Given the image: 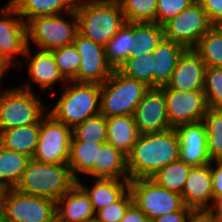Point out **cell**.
<instances>
[{"label":"cell","mask_w":222,"mask_h":222,"mask_svg":"<svg viewBox=\"0 0 222 222\" xmlns=\"http://www.w3.org/2000/svg\"><path fill=\"white\" fill-rule=\"evenodd\" d=\"M179 153L175 128L140 134L127 156L129 180L151 178L158 170L178 160Z\"/></svg>","instance_id":"1"},{"label":"cell","mask_w":222,"mask_h":222,"mask_svg":"<svg viewBox=\"0 0 222 222\" xmlns=\"http://www.w3.org/2000/svg\"><path fill=\"white\" fill-rule=\"evenodd\" d=\"M75 13L78 33L104 47L126 22L118 0H78Z\"/></svg>","instance_id":"2"},{"label":"cell","mask_w":222,"mask_h":222,"mask_svg":"<svg viewBox=\"0 0 222 222\" xmlns=\"http://www.w3.org/2000/svg\"><path fill=\"white\" fill-rule=\"evenodd\" d=\"M76 183L68 164H49L31 158L15 189L56 202Z\"/></svg>","instance_id":"3"},{"label":"cell","mask_w":222,"mask_h":222,"mask_svg":"<svg viewBox=\"0 0 222 222\" xmlns=\"http://www.w3.org/2000/svg\"><path fill=\"white\" fill-rule=\"evenodd\" d=\"M64 86L60 98L48 111L57 121L73 128L100 113V84L68 81Z\"/></svg>","instance_id":"4"},{"label":"cell","mask_w":222,"mask_h":222,"mask_svg":"<svg viewBox=\"0 0 222 222\" xmlns=\"http://www.w3.org/2000/svg\"><path fill=\"white\" fill-rule=\"evenodd\" d=\"M149 89L144 83L115 69L111 76L101 84L100 113L106 118L134 115L138 103Z\"/></svg>","instance_id":"5"},{"label":"cell","mask_w":222,"mask_h":222,"mask_svg":"<svg viewBox=\"0 0 222 222\" xmlns=\"http://www.w3.org/2000/svg\"><path fill=\"white\" fill-rule=\"evenodd\" d=\"M0 92V131L41 123L48 113L34 91L16 86Z\"/></svg>","instance_id":"6"},{"label":"cell","mask_w":222,"mask_h":222,"mask_svg":"<svg viewBox=\"0 0 222 222\" xmlns=\"http://www.w3.org/2000/svg\"><path fill=\"white\" fill-rule=\"evenodd\" d=\"M63 15H69L71 20L63 18ZM26 26L27 44L32 41L40 50L51 51L72 44L78 33V19L75 11L35 17L30 19Z\"/></svg>","instance_id":"7"},{"label":"cell","mask_w":222,"mask_h":222,"mask_svg":"<svg viewBox=\"0 0 222 222\" xmlns=\"http://www.w3.org/2000/svg\"><path fill=\"white\" fill-rule=\"evenodd\" d=\"M1 222H56V202L28 195L15 188L4 189Z\"/></svg>","instance_id":"8"},{"label":"cell","mask_w":222,"mask_h":222,"mask_svg":"<svg viewBox=\"0 0 222 222\" xmlns=\"http://www.w3.org/2000/svg\"><path fill=\"white\" fill-rule=\"evenodd\" d=\"M133 202L149 220L174 211H190L183 203L181 194L158 185L151 178L130 181Z\"/></svg>","instance_id":"9"},{"label":"cell","mask_w":222,"mask_h":222,"mask_svg":"<svg viewBox=\"0 0 222 222\" xmlns=\"http://www.w3.org/2000/svg\"><path fill=\"white\" fill-rule=\"evenodd\" d=\"M72 128L47 113L41 119L33 159L49 164H68Z\"/></svg>","instance_id":"10"},{"label":"cell","mask_w":222,"mask_h":222,"mask_svg":"<svg viewBox=\"0 0 222 222\" xmlns=\"http://www.w3.org/2000/svg\"><path fill=\"white\" fill-rule=\"evenodd\" d=\"M213 26L205 10L196 0L163 25L164 38L180 43L187 49H193Z\"/></svg>","instance_id":"11"},{"label":"cell","mask_w":222,"mask_h":222,"mask_svg":"<svg viewBox=\"0 0 222 222\" xmlns=\"http://www.w3.org/2000/svg\"><path fill=\"white\" fill-rule=\"evenodd\" d=\"M164 92L170 126L201 122L209 109L204 91H180L160 87Z\"/></svg>","instance_id":"12"},{"label":"cell","mask_w":222,"mask_h":222,"mask_svg":"<svg viewBox=\"0 0 222 222\" xmlns=\"http://www.w3.org/2000/svg\"><path fill=\"white\" fill-rule=\"evenodd\" d=\"M73 44L80 54L81 63L77 75L71 81L103 84L114 70L106 59L105 47L79 33Z\"/></svg>","instance_id":"13"},{"label":"cell","mask_w":222,"mask_h":222,"mask_svg":"<svg viewBox=\"0 0 222 222\" xmlns=\"http://www.w3.org/2000/svg\"><path fill=\"white\" fill-rule=\"evenodd\" d=\"M27 26L15 8L7 2L0 9V56L13 66L18 63L17 54H25Z\"/></svg>","instance_id":"14"},{"label":"cell","mask_w":222,"mask_h":222,"mask_svg":"<svg viewBox=\"0 0 222 222\" xmlns=\"http://www.w3.org/2000/svg\"><path fill=\"white\" fill-rule=\"evenodd\" d=\"M133 116L140 134L172 128L168 121L165 95L160 88H150L145 93Z\"/></svg>","instance_id":"15"},{"label":"cell","mask_w":222,"mask_h":222,"mask_svg":"<svg viewBox=\"0 0 222 222\" xmlns=\"http://www.w3.org/2000/svg\"><path fill=\"white\" fill-rule=\"evenodd\" d=\"M32 54L29 43L27 44L24 54L25 58L22 59L24 62L22 63L23 65L26 64L28 68L30 81L18 85L19 87L28 91H33L31 83L35 82L36 84H39L42 90H45L55 85L58 81L68 82L60 72L51 51L39 49L35 55Z\"/></svg>","instance_id":"16"},{"label":"cell","mask_w":222,"mask_h":222,"mask_svg":"<svg viewBox=\"0 0 222 222\" xmlns=\"http://www.w3.org/2000/svg\"><path fill=\"white\" fill-rule=\"evenodd\" d=\"M179 137V159L193 166L210 164L208 154L207 130L204 123L179 125L176 128Z\"/></svg>","instance_id":"17"},{"label":"cell","mask_w":222,"mask_h":222,"mask_svg":"<svg viewBox=\"0 0 222 222\" xmlns=\"http://www.w3.org/2000/svg\"><path fill=\"white\" fill-rule=\"evenodd\" d=\"M181 196L184 205L190 209H213L214 199L210 164L191 167Z\"/></svg>","instance_id":"18"},{"label":"cell","mask_w":222,"mask_h":222,"mask_svg":"<svg viewBox=\"0 0 222 222\" xmlns=\"http://www.w3.org/2000/svg\"><path fill=\"white\" fill-rule=\"evenodd\" d=\"M205 70L206 65L200 56L193 49H187L166 86L180 91H203Z\"/></svg>","instance_id":"19"},{"label":"cell","mask_w":222,"mask_h":222,"mask_svg":"<svg viewBox=\"0 0 222 222\" xmlns=\"http://www.w3.org/2000/svg\"><path fill=\"white\" fill-rule=\"evenodd\" d=\"M95 215L89 195L78 183L56 201V222H83Z\"/></svg>","instance_id":"20"},{"label":"cell","mask_w":222,"mask_h":222,"mask_svg":"<svg viewBox=\"0 0 222 222\" xmlns=\"http://www.w3.org/2000/svg\"><path fill=\"white\" fill-rule=\"evenodd\" d=\"M187 48L177 42L163 38L152 52L154 56V88L165 86L171 79L179 59Z\"/></svg>","instance_id":"21"},{"label":"cell","mask_w":222,"mask_h":222,"mask_svg":"<svg viewBox=\"0 0 222 222\" xmlns=\"http://www.w3.org/2000/svg\"><path fill=\"white\" fill-rule=\"evenodd\" d=\"M92 178L129 179L127 156L110 143H103L98 150L97 162L86 173Z\"/></svg>","instance_id":"22"},{"label":"cell","mask_w":222,"mask_h":222,"mask_svg":"<svg viewBox=\"0 0 222 222\" xmlns=\"http://www.w3.org/2000/svg\"><path fill=\"white\" fill-rule=\"evenodd\" d=\"M107 143L128 156L140 133L133 115L111 116L106 118Z\"/></svg>","instance_id":"23"},{"label":"cell","mask_w":222,"mask_h":222,"mask_svg":"<svg viewBox=\"0 0 222 222\" xmlns=\"http://www.w3.org/2000/svg\"><path fill=\"white\" fill-rule=\"evenodd\" d=\"M94 180L91 188L84 185L80 179L77 183L89 195L95 213L117 201L129 189L130 184L129 179L94 178Z\"/></svg>","instance_id":"24"},{"label":"cell","mask_w":222,"mask_h":222,"mask_svg":"<svg viewBox=\"0 0 222 222\" xmlns=\"http://www.w3.org/2000/svg\"><path fill=\"white\" fill-rule=\"evenodd\" d=\"M77 1L78 0H10L9 3L15 8L23 21L27 23L35 17L66 14L70 11H75Z\"/></svg>","instance_id":"25"},{"label":"cell","mask_w":222,"mask_h":222,"mask_svg":"<svg viewBox=\"0 0 222 222\" xmlns=\"http://www.w3.org/2000/svg\"><path fill=\"white\" fill-rule=\"evenodd\" d=\"M40 128L41 123H35L0 131V146L32 158Z\"/></svg>","instance_id":"26"},{"label":"cell","mask_w":222,"mask_h":222,"mask_svg":"<svg viewBox=\"0 0 222 222\" xmlns=\"http://www.w3.org/2000/svg\"><path fill=\"white\" fill-rule=\"evenodd\" d=\"M132 52L128 59L152 53L164 38L163 26L155 22H132Z\"/></svg>","instance_id":"27"},{"label":"cell","mask_w":222,"mask_h":222,"mask_svg":"<svg viewBox=\"0 0 222 222\" xmlns=\"http://www.w3.org/2000/svg\"><path fill=\"white\" fill-rule=\"evenodd\" d=\"M31 157L0 146V187L16 188Z\"/></svg>","instance_id":"28"},{"label":"cell","mask_w":222,"mask_h":222,"mask_svg":"<svg viewBox=\"0 0 222 222\" xmlns=\"http://www.w3.org/2000/svg\"><path fill=\"white\" fill-rule=\"evenodd\" d=\"M132 22H125L120 30L107 42L105 46L106 59L115 70L119 69L132 52Z\"/></svg>","instance_id":"29"},{"label":"cell","mask_w":222,"mask_h":222,"mask_svg":"<svg viewBox=\"0 0 222 222\" xmlns=\"http://www.w3.org/2000/svg\"><path fill=\"white\" fill-rule=\"evenodd\" d=\"M102 144L84 141H70L68 166L72 176L78 180V173L86 174L97 162L98 150Z\"/></svg>","instance_id":"30"},{"label":"cell","mask_w":222,"mask_h":222,"mask_svg":"<svg viewBox=\"0 0 222 222\" xmlns=\"http://www.w3.org/2000/svg\"><path fill=\"white\" fill-rule=\"evenodd\" d=\"M193 50L206 67L222 68V26L214 25L201 37Z\"/></svg>","instance_id":"31"},{"label":"cell","mask_w":222,"mask_h":222,"mask_svg":"<svg viewBox=\"0 0 222 222\" xmlns=\"http://www.w3.org/2000/svg\"><path fill=\"white\" fill-rule=\"evenodd\" d=\"M191 165L178 159L158 170L151 179L170 191L182 194Z\"/></svg>","instance_id":"32"},{"label":"cell","mask_w":222,"mask_h":222,"mask_svg":"<svg viewBox=\"0 0 222 222\" xmlns=\"http://www.w3.org/2000/svg\"><path fill=\"white\" fill-rule=\"evenodd\" d=\"M71 141L103 144L107 141L106 117L99 113L72 128Z\"/></svg>","instance_id":"33"},{"label":"cell","mask_w":222,"mask_h":222,"mask_svg":"<svg viewBox=\"0 0 222 222\" xmlns=\"http://www.w3.org/2000/svg\"><path fill=\"white\" fill-rule=\"evenodd\" d=\"M202 122L207 130L208 154L211 161L222 159V109L209 108Z\"/></svg>","instance_id":"34"},{"label":"cell","mask_w":222,"mask_h":222,"mask_svg":"<svg viewBox=\"0 0 222 222\" xmlns=\"http://www.w3.org/2000/svg\"><path fill=\"white\" fill-rule=\"evenodd\" d=\"M119 70L130 78L154 88V56L153 53L127 59Z\"/></svg>","instance_id":"35"},{"label":"cell","mask_w":222,"mask_h":222,"mask_svg":"<svg viewBox=\"0 0 222 222\" xmlns=\"http://www.w3.org/2000/svg\"><path fill=\"white\" fill-rule=\"evenodd\" d=\"M126 22H155L158 0H118Z\"/></svg>","instance_id":"36"},{"label":"cell","mask_w":222,"mask_h":222,"mask_svg":"<svg viewBox=\"0 0 222 222\" xmlns=\"http://www.w3.org/2000/svg\"><path fill=\"white\" fill-rule=\"evenodd\" d=\"M51 52L62 75L71 81L77 75L81 63V57L75 45L72 43L53 49Z\"/></svg>","instance_id":"37"},{"label":"cell","mask_w":222,"mask_h":222,"mask_svg":"<svg viewBox=\"0 0 222 222\" xmlns=\"http://www.w3.org/2000/svg\"><path fill=\"white\" fill-rule=\"evenodd\" d=\"M204 94L209 108L222 109V68L206 67Z\"/></svg>","instance_id":"38"},{"label":"cell","mask_w":222,"mask_h":222,"mask_svg":"<svg viewBox=\"0 0 222 222\" xmlns=\"http://www.w3.org/2000/svg\"><path fill=\"white\" fill-rule=\"evenodd\" d=\"M133 203V197L128 189L117 201L98 210L95 217L100 222H121L128 207Z\"/></svg>","instance_id":"39"},{"label":"cell","mask_w":222,"mask_h":222,"mask_svg":"<svg viewBox=\"0 0 222 222\" xmlns=\"http://www.w3.org/2000/svg\"><path fill=\"white\" fill-rule=\"evenodd\" d=\"M196 0H158L156 23L163 26L167 21L177 16Z\"/></svg>","instance_id":"40"},{"label":"cell","mask_w":222,"mask_h":222,"mask_svg":"<svg viewBox=\"0 0 222 222\" xmlns=\"http://www.w3.org/2000/svg\"><path fill=\"white\" fill-rule=\"evenodd\" d=\"M213 25L222 26V0H197Z\"/></svg>","instance_id":"41"},{"label":"cell","mask_w":222,"mask_h":222,"mask_svg":"<svg viewBox=\"0 0 222 222\" xmlns=\"http://www.w3.org/2000/svg\"><path fill=\"white\" fill-rule=\"evenodd\" d=\"M210 169L212 175L213 199L215 204L218 199L222 198V159L211 161Z\"/></svg>","instance_id":"42"},{"label":"cell","mask_w":222,"mask_h":222,"mask_svg":"<svg viewBox=\"0 0 222 222\" xmlns=\"http://www.w3.org/2000/svg\"><path fill=\"white\" fill-rule=\"evenodd\" d=\"M187 222H218L213 209H191Z\"/></svg>","instance_id":"43"},{"label":"cell","mask_w":222,"mask_h":222,"mask_svg":"<svg viewBox=\"0 0 222 222\" xmlns=\"http://www.w3.org/2000/svg\"><path fill=\"white\" fill-rule=\"evenodd\" d=\"M121 222H150V220L133 202L126 210Z\"/></svg>","instance_id":"44"},{"label":"cell","mask_w":222,"mask_h":222,"mask_svg":"<svg viewBox=\"0 0 222 222\" xmlns=\"http://www.w3.org/2000/svg\"><path fill=\"white\" fill-rule=\"evenodd\" d=\"M189 211H174L159 218L151 219L150 222H187Z\"/></svg>","instance_id":"45"},{"label":"cell","mask_w":222,"mask_h":222,"mask_svg":"<svg viewBox=\"0 0 222 222\" xmlns=\"http://www.w3.org/2000/svg\"><path fill=\"white\" fill-rule=\"evenodd\" d=\"M11 66L12 65L9 62L0 56V81H2V77L8 72Z\"/></svg>","instance_id":"46"},{"label":"cell","mask_w":222,"mask_h":222,"mask_svg":"<svg viewBox=\"0 0 222 222\" xmlns=\"http://www.w3.org/2000/svg\"><path fill=\"white\" fill-rule=\"evenodd\" d=\"M213 210L217 216L218 222H222V198L215 202Z\"/></svg>","instance_id":"47"},{"label":"cell","mask_w":222,"mask_h":222,"mask_svg":"<svg viewBox=\"0 0 222 222\" xmlns=\"http://www.w3.org/2000/svg\"><path fill=\"white\" fill-rule=\"evenodd\" d=\"M3 190L4 189L0 187V219H1V197H2Z\"/></svg>","instance_id":"48"},{"label":"cell","mask_w":222,"mask_h":222,"mask_svg":"<svg viewBox=\"0 0 222 222\" xmlns=\"http://www.w3.org/2000/svg\"><path fill=\"white\" fill-rule=\"evenodd\" d=\"M83 222H100L96 217L94 219L91 220H85Z\"/></svg>","instance_id":"49"}]
</instances>
